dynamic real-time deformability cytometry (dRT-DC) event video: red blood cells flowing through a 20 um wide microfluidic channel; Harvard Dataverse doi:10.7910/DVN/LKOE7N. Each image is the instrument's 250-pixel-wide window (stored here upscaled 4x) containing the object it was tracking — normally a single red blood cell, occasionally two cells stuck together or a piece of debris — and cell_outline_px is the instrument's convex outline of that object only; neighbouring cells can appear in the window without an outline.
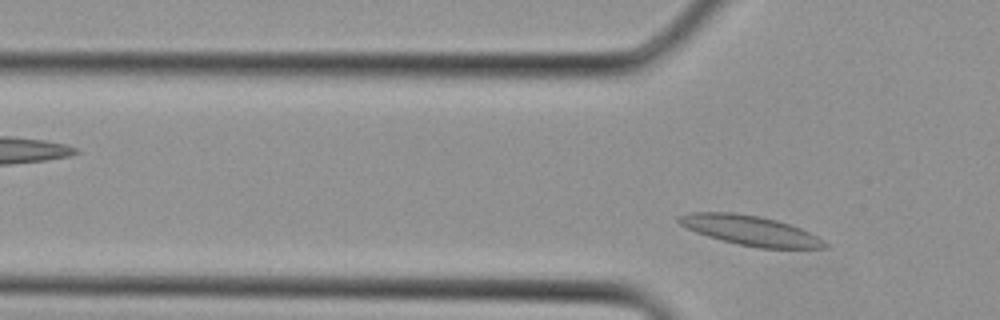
{"species": "Egyptian fruit bat (a non-hibernating species)", "species_latin": "Rousettus aegyptiacus", "temperature_condition": "cold", "stored_images_in_passage": 2, "camera_frame_rate_fps": 3000, "um_per_image_px": 0.085, "animal": {"sex": "female"}, "frame": {"image": 1, "passage_image": 2, "time_ms": 0.333, "image_size_px": [1000, 320], "cell_outline_px": [[828, 248], [760, 248], [740, 244], [708, 236], [696, 232], [680, 224], [676, 220], [676, 216], [688, 212], [732, 212], [760, 216], [776, 220], [800, 228], [824, 240], [828, 244]], "centroid_in_image_um": [63.75, 19.58], "position_along_channel_um": 62.0, "area_um2": 25.09}}